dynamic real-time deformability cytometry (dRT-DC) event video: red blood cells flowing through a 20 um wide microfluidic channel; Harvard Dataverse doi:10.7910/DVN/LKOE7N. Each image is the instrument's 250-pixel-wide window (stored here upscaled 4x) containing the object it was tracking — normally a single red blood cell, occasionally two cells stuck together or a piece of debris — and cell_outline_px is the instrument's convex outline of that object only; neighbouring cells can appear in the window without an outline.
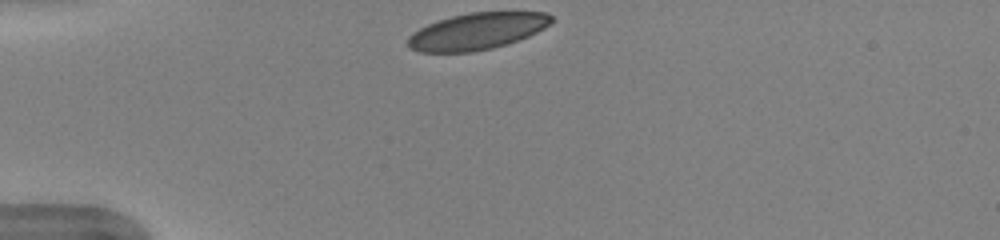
{"species": "human", "species_latin": "Homo sapiens", "temperature_condition": "warm", "stored_images_in_passage": 33, "camera_frame_rate_fps": 3000, "um_per_image_px": 0.085, "donor": {"sex": "female"}, "frame": {"image": 1, "passage_image": 1, "time_ms": 0.0, "image_size_px": [1000, 240], "cell_outline_px": [[552, 20], [544, 28], [528, 36], [492, 48], [472, 52], [420, 52], [408, 48], [408, 36], [412, 32], [436, 20], [468, 12], [548, 12], [552, 16]], "centroid_in_image_um": [40.5, 2.65], "position_along_channel_um": 44.5, "area_um2": 30.58}}
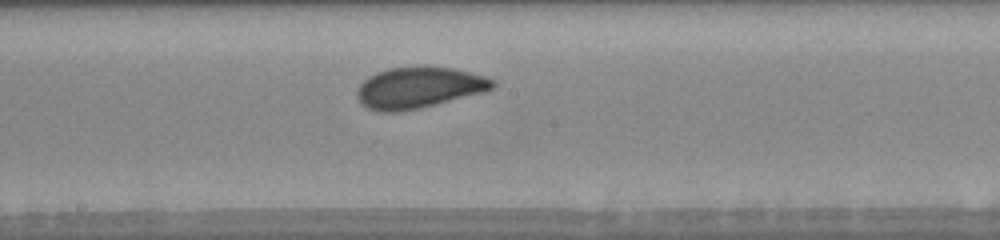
{"frame": {"image": 2, "passage_image": 16, "time_ms": 5.0, "image_size_px": [1000, 240], "cell_outline_px": [[496, 84], [492, 88], [484, 92], [420, 108], [400, 112], [380, 112], [368, 108], [360, 104], [356, 96], [356, 88], [368, 76], [376, 72], [388, 68], [424, 64], [456, 68], [484, 76], [496, 80]], "centroid_in_image_um": [35.58, 7.42], "position_along_channel_um": 212.6, "area_um2": 33.35}}
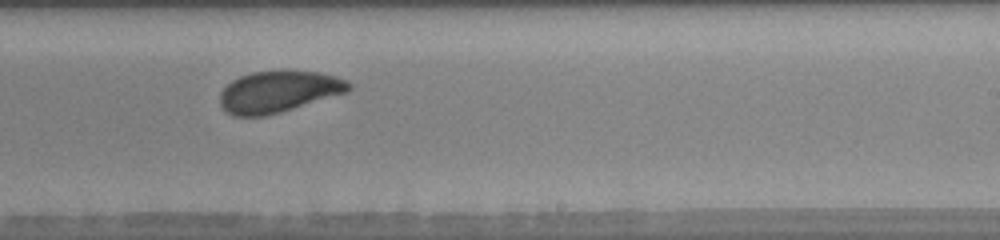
{"frame": {"image": 3, "passage_image": 20, "time_ms": 6.333, "image_size_px": [1000, 240], "cell_outline_px": [[352, 88], [348, 92], [280, 112], [264, 116], [232, 116], [220, 104], [220, 92], [232, 80], [240, 76], [252, 72], [292, 68], [320, 72], [336, 76], [348, 80], [352, 84]], "centroid_in_image_um": [23.72, 7.75], "position_along_channel_um": 265.3, "area_um2": 31.79}, "authors_computed_cell_mechanics": {"area_um2": 31.9634, "velocity_mm_per_s": 3.974, "shape_relaxation_time_tau1_ms": 3.1579, "shape_relaxation_time_tau2_ms": 0.8537, "deformation_change_tau1": 0.106, "deformation_change_tau2": 0.0665}}